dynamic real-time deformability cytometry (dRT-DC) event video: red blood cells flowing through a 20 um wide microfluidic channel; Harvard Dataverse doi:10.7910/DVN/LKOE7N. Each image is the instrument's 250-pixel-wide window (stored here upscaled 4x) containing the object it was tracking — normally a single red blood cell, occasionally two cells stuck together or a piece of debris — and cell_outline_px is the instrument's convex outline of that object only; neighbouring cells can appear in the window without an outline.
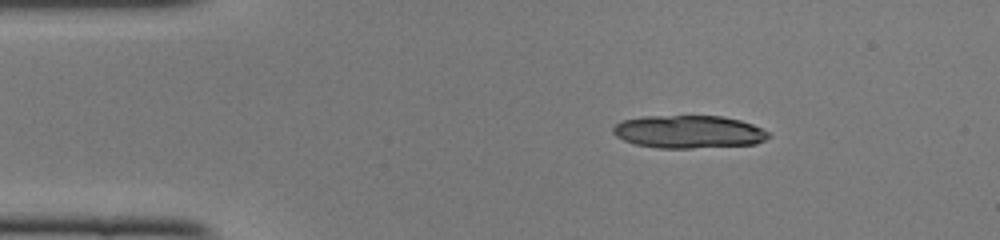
{"species": "common noctule bat (a hibernating species)", "species_latin": "Nyctalus noctula", "temperature_condition": "cold", "stored_images_in_passage": 17, "camera_frame_rate_fps": 3000, "um_per_image_px": 0.085, "animal": {"sex": "female", "body_mass_g": 22.0, "forearm_length_mm": 56.7}, "frame": {"image": 1, "passage_image": 1, "time_ms": 0.0, "image_size_px": [1000, 240], "cell_outline_px": [[772, 136], [756, 144], [692, 148], [656, 148], [636, 144], [624, 140], [616, 136], [612, 132], [612, 128], [620, 120], [640, 116], [720, 116], [740, 120], [752, 124], [768, 132]], "centroid_in_image_um": [58.51, 11.2], "position_along_channel_um": 26.5, "area_um2": 29.88}}
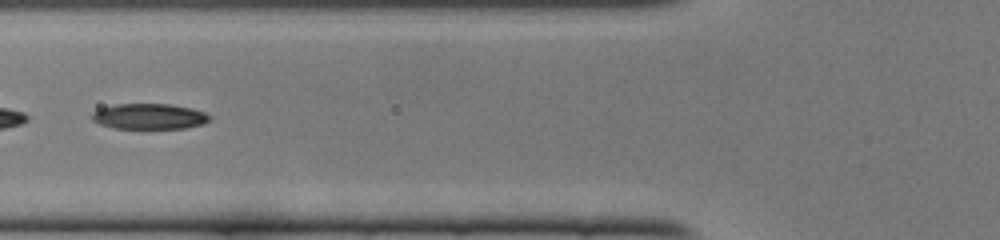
{"frame": {"image": 2, "passage_image": 12, "time_ms": 3.667, "image_size_px": [1000, 240], "cell_outline_px": [[212, 120], [204, 124], [184, 128], [116, 128], [100, 124], [92, 120], [92, 112], [100, 108], [116, 104], [172, 104], [192, 108], [204, 112], [212, 116]], "centroid_in_image_um": [12.73, 9.89], "position_along_channel_um": 113.1, "area_um2": 17.63}}
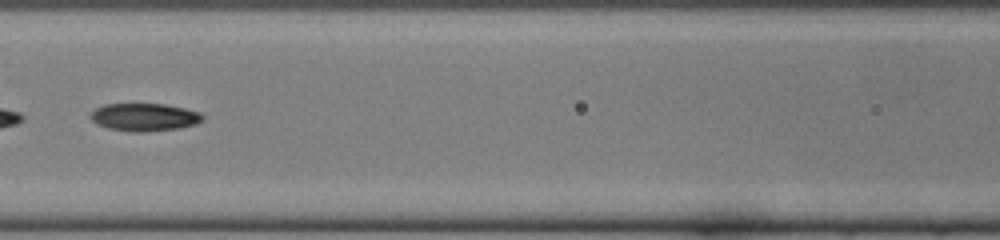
{"frame": {"image": 3, "passage_image": 15, "time_ms": 4.667, "image_size_px": [1000, 240], "cell_outline_px": [[204, 120], [196, 124], [180, 128], [144, 132], [132, 132], [108, 128], [96, 124], [88, 116], [96, 108], [104, 104], [164, 104], [184, 108], [200, 112], [204, 116]], "centroid_in_image_um": [12.28, 9.96], "position_along_channel_um": 154.3, "area_um2": 18.26}}